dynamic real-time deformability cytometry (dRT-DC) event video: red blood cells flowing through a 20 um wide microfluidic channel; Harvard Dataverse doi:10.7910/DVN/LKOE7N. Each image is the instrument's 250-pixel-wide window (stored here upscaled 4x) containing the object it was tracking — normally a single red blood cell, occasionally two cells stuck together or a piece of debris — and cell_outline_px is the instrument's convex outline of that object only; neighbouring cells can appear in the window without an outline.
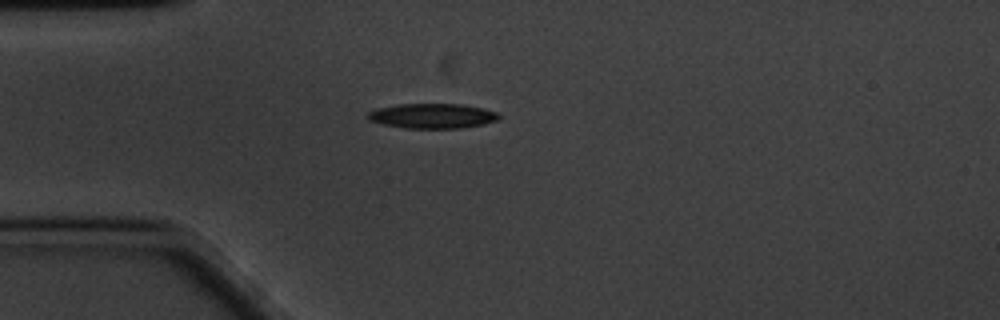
{"species": "common noctule bat (a hibernating species)", "species_latin": "Nyctalus noctula", "temperature_condition": "cold", "stored_images_in_passage": 45, "camera_frame_rate_fps": 3000, "um_per_image_px": 0.085, "animal": {"sex": "male", "body_mass_g": 20.1, "forearm_length_mm": 53.5}, "frame": {"image": 1, "passage_image": 1, "time_ms": 0.0, "image_size_px": [1000, 320], "cell_outline_px": [[500, 116], [496, 120], [484, 124], [460, 128], [404, 128], [384, 124], [368, 120], [368, 112], [376, 108], [400, 104], [460, 104], [484, 108], [496, 112]], "centroid_in_image_um": [36.74, 9.85], "position_along_channel_um": 48.3, "area_um2": 18.9}}
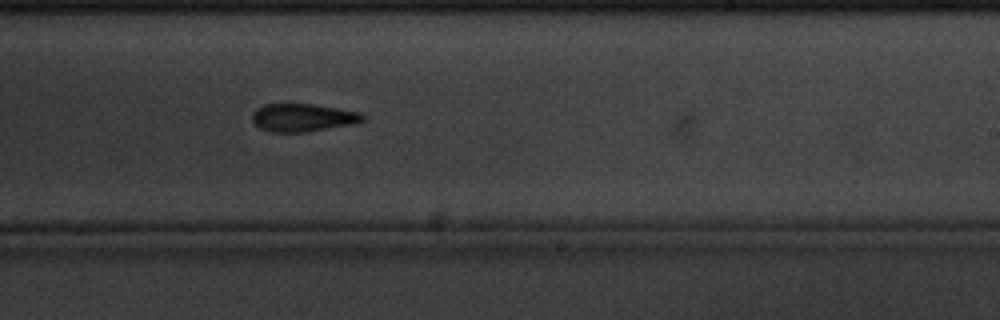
{"frame": {"image": 2, "passage_image": 21, "time_ms": 6.667, "image_size_px": [1000, 320], "cell_outline_px": [[364, 120], [356, 124], [308, 132], [268, 132], [260, 128], [252, 120], [252, 112], [256, 108], [264, 104], [312, 104], [360, 112], [364, 116]], "centroid_in_image_um": [25.73, 10.01], "position_along_channel_um": 263.3, "area_um2": 18.15}}
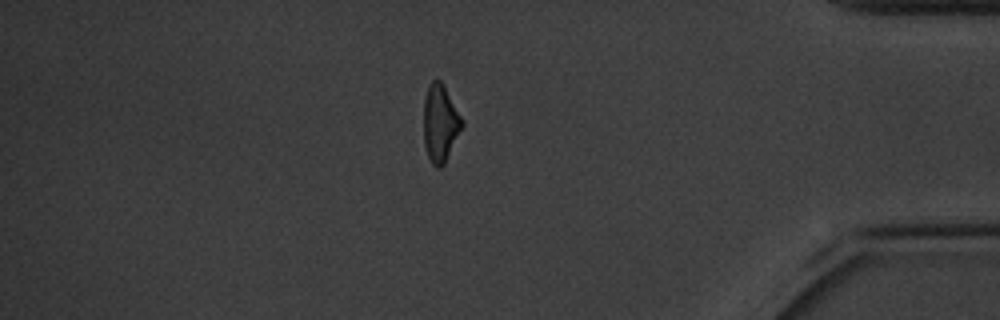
{"frame": {"image": 3, "passage_image": 36, "time_ms": 11.667, "image_size_px": [1000, 320], "cell_outline_px": [[464, 124], [444, 164], [440, 168], [436, 168], [432, 164], [428, 156], [424, 144], [424, 100], [428, 84], [432, 80], [440, 80], [464, 120]], "centroid_in_image_um": [37.42, 10.48], "position_along_channel_um": 397.8, "area_um2": 17.22}, "authors_computed_cell_mechanics": {"area_um2": 18.1492, "velocity_mm_per_s": 3.3883, "shape_relaxation_time_tau1_ms": 2.1963, "shape_relaxation_time_tau2_ms": 5.0119, "deformation_change_tau1": 0.1183, "deformation_change_tau2": 0.1317}}